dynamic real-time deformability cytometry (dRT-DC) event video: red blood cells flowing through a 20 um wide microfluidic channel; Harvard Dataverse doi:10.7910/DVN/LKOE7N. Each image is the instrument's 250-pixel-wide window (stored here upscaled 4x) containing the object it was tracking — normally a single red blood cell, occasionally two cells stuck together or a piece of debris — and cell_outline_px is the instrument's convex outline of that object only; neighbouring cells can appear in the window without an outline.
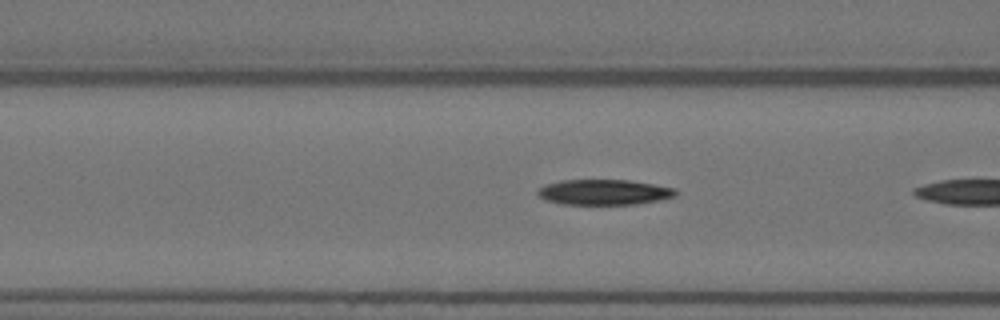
{"species": "Egyptian fruit bat (a non-hibernating species)", "species_latin": "Rousettus aegyptiacus", "temperature_condition": "warm", "stored_images_in_passage": 7, "camera_frame_rate_fps": 3000, "um_per_image_px": 0.085, "animal": {"sex": "female"}, "frame": {"image": 1, "passage_image": 5, "time_ms": 1.333, "image_size_px": [1000, 320], "cell_outline_px": [[676, 196], [660, 200], [636, 204], [560, 204], [544, 200], [536, 192], [536, 188], [544, 184], [560, 180], [628, 180], [676, 188]], "centroid_in_image_um": [51.29, 16.33], "position_along_channel_um": 115.3, "area_um2": 20.58}}